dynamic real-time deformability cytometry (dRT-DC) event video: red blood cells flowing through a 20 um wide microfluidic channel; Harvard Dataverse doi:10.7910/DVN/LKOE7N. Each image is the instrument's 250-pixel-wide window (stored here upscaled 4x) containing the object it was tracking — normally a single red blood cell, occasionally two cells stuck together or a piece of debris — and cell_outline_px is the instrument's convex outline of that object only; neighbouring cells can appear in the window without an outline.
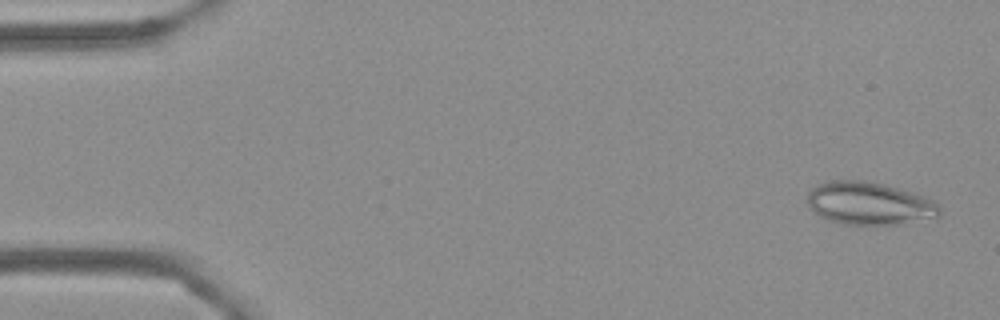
{"species": "Egyptian fruit bat (a non-hibernating species)", "species_latin": "Rousettus aegyptiacus", "temperature_condition": "cold", "stored_images_in_passage": 4, "camera_frame_rate_fps": 3000, "um_per_image_px": 0.085, "frame": {"image": 1, "passage_image": 1, "time_ms": 0.0, "image_size_px": [1000, 320], "cell_outline_px": [[940, 216], [936, 220], [904, 224], [840, 224], [828, 220], [820, 216], [808, 208], [808, 192], [816, 184], [828, 180], [864, 180], [912, 192], [936, 200], [940, 208]], "centroid_in_image_um": [73.93, 17.31], "position_along_channel_um": 11.1, "area_um2": 33.58}}